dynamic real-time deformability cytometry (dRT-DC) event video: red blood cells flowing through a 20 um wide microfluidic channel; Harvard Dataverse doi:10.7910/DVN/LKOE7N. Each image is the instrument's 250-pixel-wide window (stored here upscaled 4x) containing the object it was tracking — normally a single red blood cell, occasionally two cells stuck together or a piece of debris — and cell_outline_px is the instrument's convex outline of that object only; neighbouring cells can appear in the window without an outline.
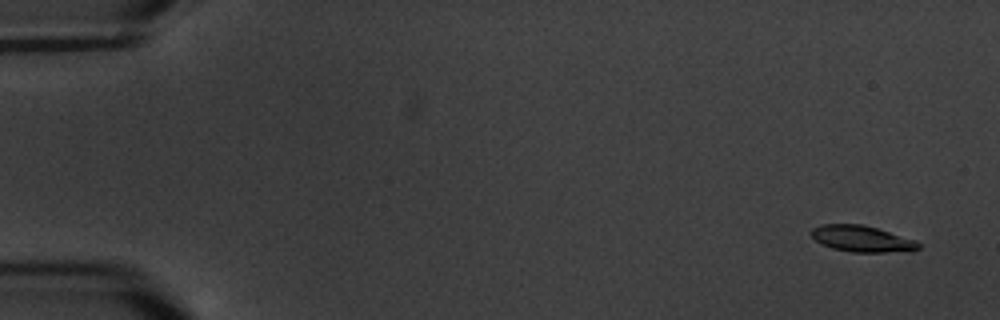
{"species": "common noctule bat (a hibernating species)", "species_latin": "Nyctalus noctula", "temperature_condition": "warm", "stored_images_in_passage": 5, "camera_frame_rate_fps": 3000, "um_per_image_px": 0.085, "animal": {"sex": "male", "body_mass_g": 20.1, "forearm_length_mm": 53.5}, "frame": {"image": 1, "passage_image": 1, "time_ms": 0.0, "image_size_px": [1000, 320], "cell_outline_px": [[920, 248], [912, 252], [852, 252], [832, 248], [816, 240], [808, 232], [812, 228], [820, 224], [864, 224], [916, 240], [920, 244]], "centroid_in_image_um": [73.29, 20.29], "position_along_channel_um": 11.7, "area_um2": 16.59}}
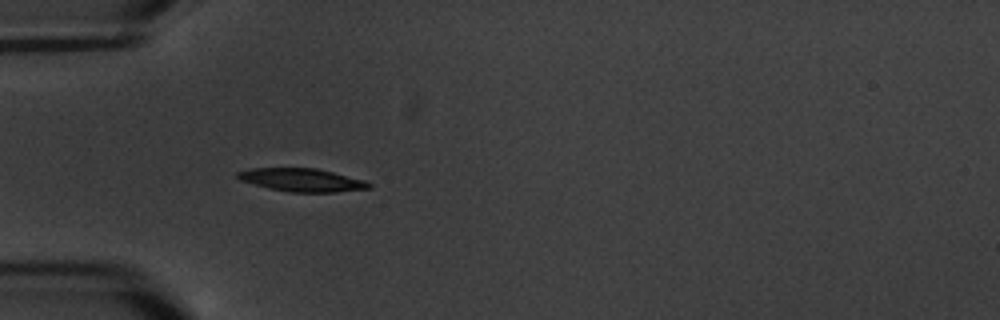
{"frame": {"image": 2, "passage_image": 5, "time_ms": 5.333, "image_size_px": [1000, 320], "cell_outline_px": [[372, 188], [336, 192], [292, 192], [268, 188], [240, 180], [236, 176], [236, 172], [252, 168], [316, 168], [364, 180], [372, 184]], "centroid_in_image_um": [25.66, 15.3], "position_along_channel_um": 59.3, "area_um2": 17.57}}